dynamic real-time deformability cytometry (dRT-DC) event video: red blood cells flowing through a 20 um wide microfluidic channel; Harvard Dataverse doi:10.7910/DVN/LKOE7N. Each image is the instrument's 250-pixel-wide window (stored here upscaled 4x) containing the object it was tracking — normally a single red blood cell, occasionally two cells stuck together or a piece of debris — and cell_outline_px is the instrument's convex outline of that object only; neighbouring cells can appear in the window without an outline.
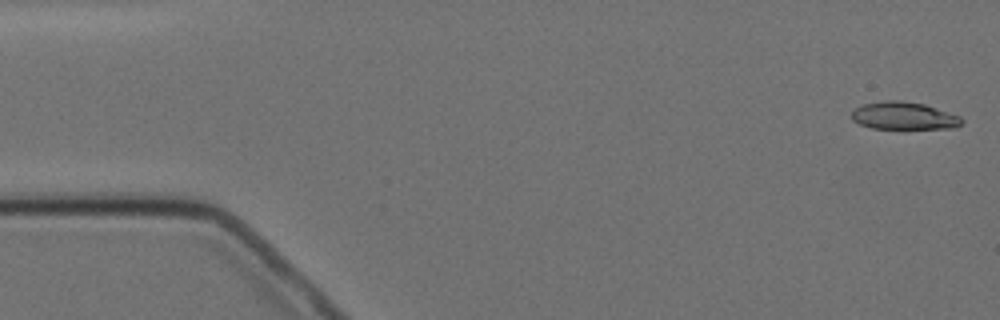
{"species": "Egyptian fruit bat (a non-hibernating species)", "species_latin": "Rousettus aegyptiacus", "temperature_condition": "cold", "stored_images_in_passage": 5, "camera_frame_rate_fps": 3000, "um_per_image_px": 0.085, "animal": {"sex": "female"}, "frame": {"image": 1, "passage_image": 1, "time_ms": 0.0, "image_size_px": [1000, 320], "cell_outline_px": [[964, 120], [956, 128], [872, 128], [860, 124], [852, 120], [852, 112], [856, 108], [864, 104], [884, 100], [900, 100], [924, 104], [960, 116]], "centroid_in_image_um": [76.83, 9.84], "position_along_channel_um": 8.2, "area_um2": 17.51}}
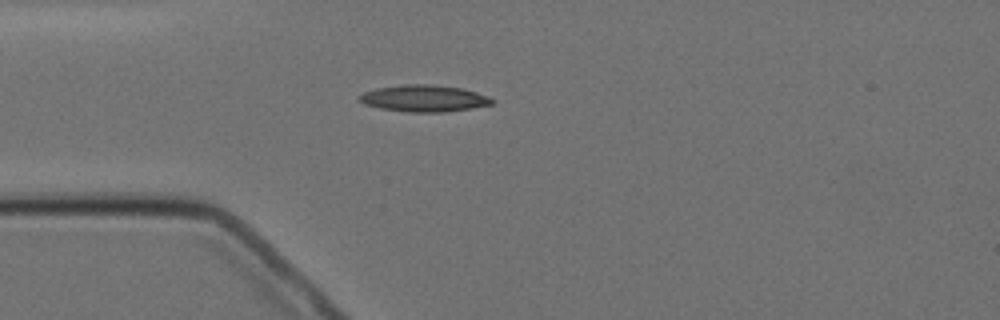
{"frame": {"image": 2, "passage_image": 4, "time_ms": 4.333, "image_size_px": [1000, 320], "cell_outline_px": [[496, 100], [492, 104], [472, 108], [444, 112], [408, 112], [380, 108], [364, 104], [356, 96], [364, 92], [376, 88], [404, 84], [432, 84], [464, 88], [488, 96]], "centroid_in_image_um": [36.05, 8.35], "position_along_channel_um": 48.9, "area_um2": 20.81}}